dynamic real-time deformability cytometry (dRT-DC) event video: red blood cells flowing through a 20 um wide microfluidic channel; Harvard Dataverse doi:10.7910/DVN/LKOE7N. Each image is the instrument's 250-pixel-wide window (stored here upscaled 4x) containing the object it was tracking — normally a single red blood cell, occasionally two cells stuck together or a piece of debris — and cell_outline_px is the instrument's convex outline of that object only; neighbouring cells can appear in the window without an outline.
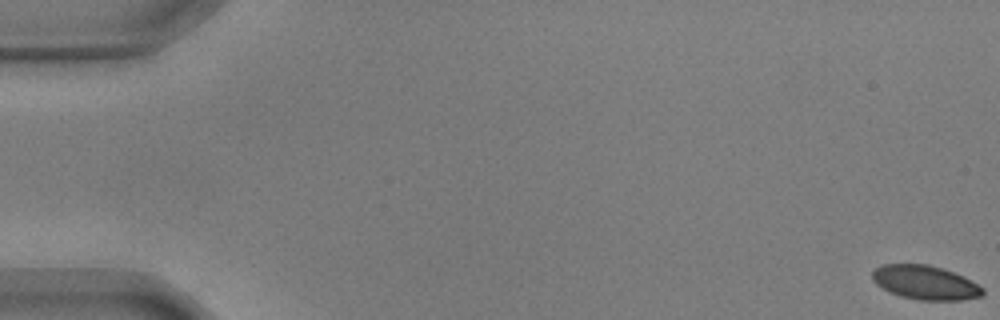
{"species": "common noctule bat (a hibernating species)", "species_latin": "Nyctalus noctula", "temperature_condition": "warm", "stored_images_in_passage": 57, "camera_frame_rate_fps": 3000, "um_per_image_px": 0.085, "animal": {"sex": "male", "body_mass_g": 17.9, "forearm_length_mm": 54.2}, "frame": {"image": 1, "passage_image": 1, "time_ms": 0.0, "image_size_px": [1000, 320], "cell_outline_px": [[984, 292], [980, 296], [960, 300], [916, 300], [900, 296], [888, 292], [876, 284], [872, 280], [872, 272], [876, 268], [884, 264], [928, 264], [964, 276], [984, 288]], "centroid_in_image_um": [78.62, 24.02], "position_along_channel_um": 6.4, "area_um2": 21.91}}
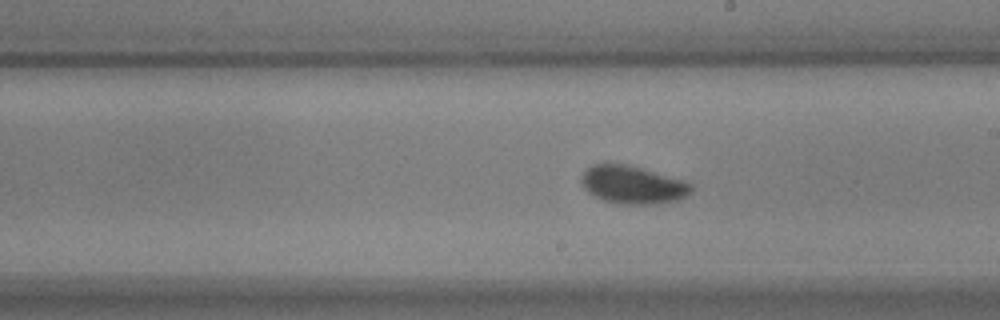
{"frame": {"image": 2, "passage_image": 33, "time_ms": 10.667, "image_size_px": [1000, 320], "cell_outline_px": [[692, 192], [676, 200], [656, 204], [624, 204], [604, 200], [588, 192], [580, 184], [580, 176], [592, 164], [628, 164], [684, 180], [692, 184]], "centroid_in_image_um": [53.77, 15.7], "position_along_channel_um": 235.2, "area_um2": 24.22}}
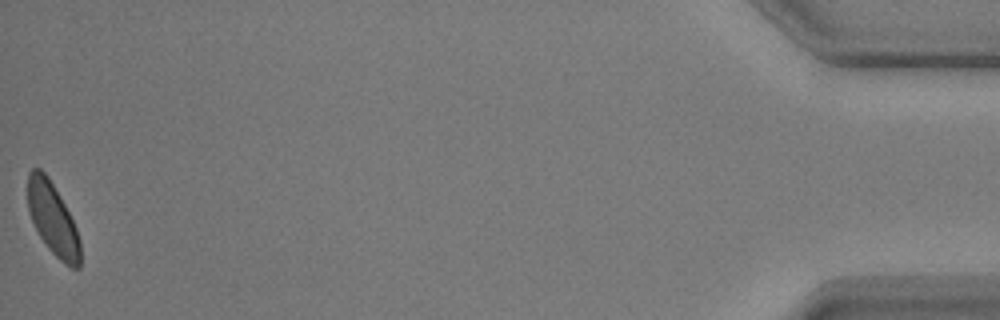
{"frame": {"image": 3, "passage_image": 57, "time_ms": 18.667, "image_size_px": [1000, 320], "cell_outline_px": [[80, 268], [72, 268], [64, 264], [48, 248], [40, 236], [32, 220], [28, 208], [28, 172], [32, 168], [40, 168], [48, 176], [60, 196], [76, 228], [80, 240]], "centroid_in_image_um": [4.49, 18.61], "position_along_channel_um": 430.7, "area_um2": 21.85}, "authors_computed_cell_mechanics": {"area_um2": 22.8888, "velocity_mm_per_s": 3.6048, "shape_relaxation_time_tau1_ms": 9.7178, "shape_relaxation_time_tau2_ms": null, "deformation_change_tau1": 0.1782, "deformation_change_tau2": null}}